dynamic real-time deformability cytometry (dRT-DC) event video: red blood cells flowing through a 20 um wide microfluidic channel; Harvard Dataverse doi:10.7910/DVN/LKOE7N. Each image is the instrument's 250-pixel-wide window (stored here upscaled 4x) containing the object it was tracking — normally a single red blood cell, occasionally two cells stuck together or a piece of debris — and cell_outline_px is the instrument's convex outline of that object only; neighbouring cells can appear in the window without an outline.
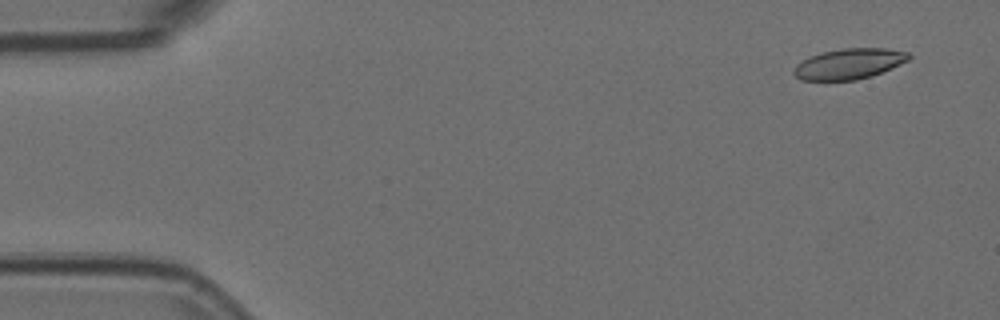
{"species": "Egyptian fruit bat (a non-hibernating species)", "species_latin": "Rousettus aegyptiacus", "temperature_condition": "room temperature", "stored_images_in_passage": 6, "camera_frame_rate_fps": 3000, "um_per_image_px": 0.085, "animal": {"sex": "female"}, "frame": {"image": 1, "passage_image": 1, "time_ms": 0.0, "image_size_px": [1000, 320], "cell_outline_px": [[912, 56], [908, 60], [900, 64], [872, 76], [856, 80], [800, 80], [792, 72], [796, 64], [808, 56], [820, 52], [840, 48], [888, 48], [908, 52]], "centroid_in_image_um": [72.15, 5.41], "position_along_channel_um": 12.9, "area_um2": 20.69}}
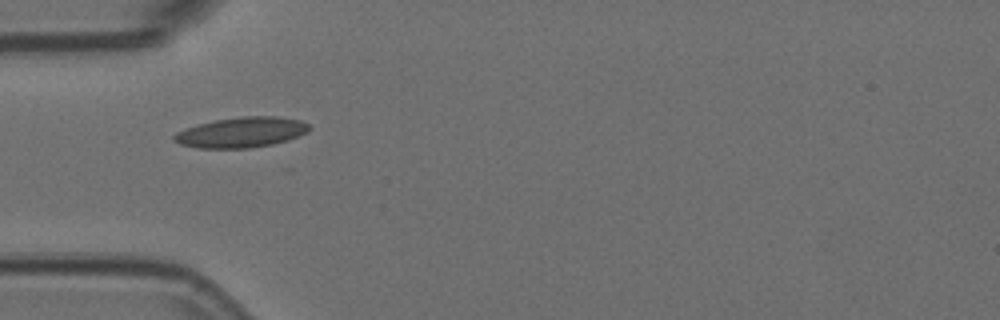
{"frame": {"image": 2, "passage_image": 5, "time_ms": 1.333, "image_size_px": [1000, 320], "cell_outline_px": [[312, 128], [308, 132], [288, 140], [272, 144], [248, 148], [200, 148], [180, 144], [172, 140], [172, 136], [176, 132], [200, 124], [216, 120], [240, 116], [276, 116], [300, 120], [308, 124]], "centroid_in_image_um": [20.54, 11.25], "position_along_channel_um": 64.5, "area_um2": 23.81}}
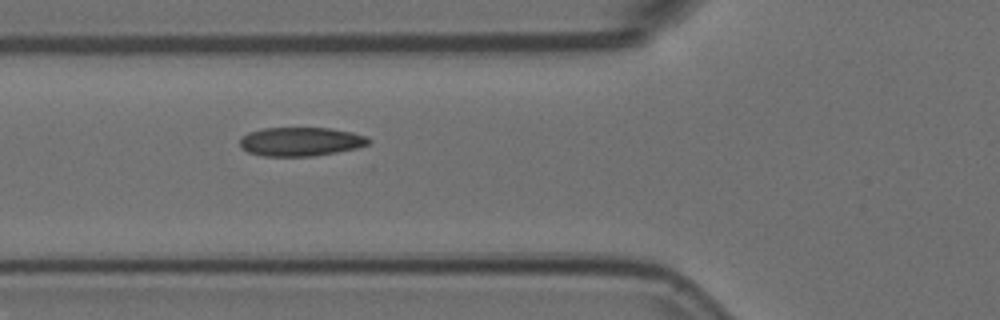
{"frame": {"image": 3, "passage_image": 6, "time_ms": 1.667, "image_size_px": [1000, 320], "cell_outline_px": [[372, 140], [368, 144], [356, 148], [336, 152], [312, 156], [264, 156], [248, 152], [240, 148], [240, 140], [248, 132], [264, 128], [332, 128], [352, 132], [368, 136]], "centroid_in_image_um": [25.57, 12.03], "position_along_channel_um": 100.2, "area_um2": 21.68}}